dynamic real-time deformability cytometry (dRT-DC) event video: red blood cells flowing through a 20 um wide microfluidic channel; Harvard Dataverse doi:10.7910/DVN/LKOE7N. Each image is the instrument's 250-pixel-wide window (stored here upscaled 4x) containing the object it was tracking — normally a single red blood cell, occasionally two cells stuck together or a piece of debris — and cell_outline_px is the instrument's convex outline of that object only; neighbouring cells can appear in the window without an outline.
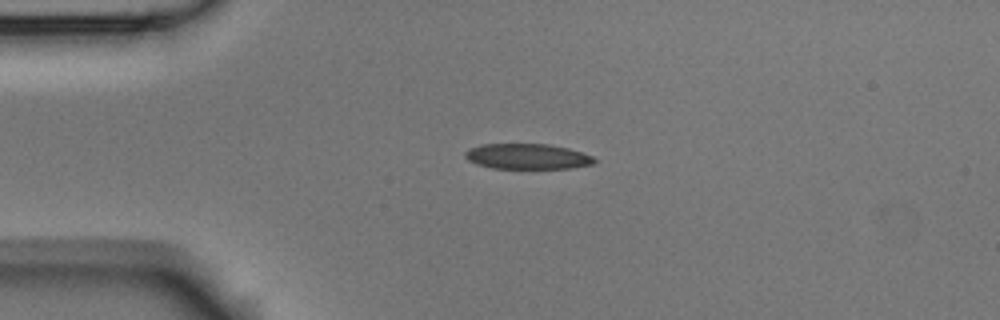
{"species": "Egyptian fruit bat (a non-hibernating species)", "species_latin": "Rousettus aegyptiacus", "temperature_condition": "room temperature", "stored_images_in_passage": 2, "camera_frame_rate_fps": 3000, "um_per_image_px": 0.085, "animal": {"sex": "male"}, "frame": {"image": 1, "passage_image": 1, "time_ms": 0.0, "image_size_px": [1000, 320], "cell_outline_px": [[596, 160], [592, 164], [572, 168], [492, 168], [476, 164], [468, 160], [464, 156], [464, 152], [468, 148], [480, 144], [548, 144], [568, 148], [592, 156]], "centroid_in_image_um": [44.77, 13.29], "position_along_channel_um": 40.2, "area_um2": 19.13}}